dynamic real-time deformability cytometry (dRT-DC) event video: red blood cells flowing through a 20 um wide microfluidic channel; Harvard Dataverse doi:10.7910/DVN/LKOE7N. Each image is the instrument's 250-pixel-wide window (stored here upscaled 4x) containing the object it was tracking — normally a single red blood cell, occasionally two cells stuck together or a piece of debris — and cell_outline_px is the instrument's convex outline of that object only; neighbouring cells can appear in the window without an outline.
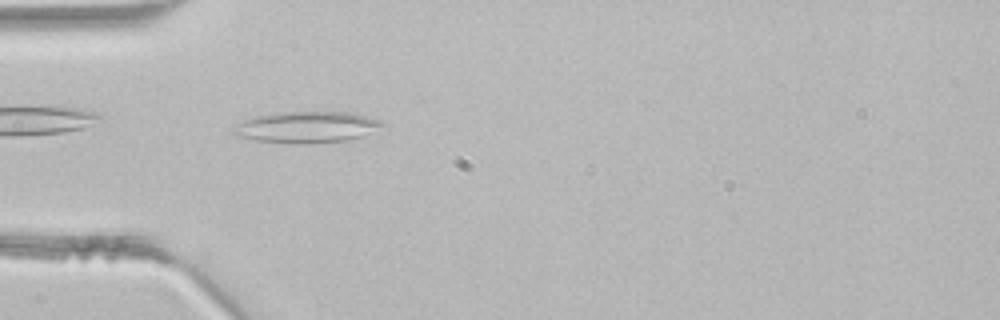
{"species": "common noctule bat (a hibernating species)", "species_latin": "Nyctalus noctula", "temperature_condition": "room temperature", "stored_images_in_passage": 3, "camera_frame_rate_fps": 3000, "um_per_image_px": 0.085, "animal": {"sex": "male", "body_mass_g": 21.5, "forearm_length_mm": 52.0}, "frame": {"image": 1, "passage_image": 3, "time_ms": 0.667, "image_size_px": [1000, 320], "cell_outline_px": [[384, 124], [360, 136], [344, 140], [304, 144], [288, 144], [256, 140], [236, 136], [232, 132], [244, 120], [252, 116], [280, 112], [352, 112], [380, 120]], "centroid_in_image_um": [26.01, 10.8], "position_along_channel_um": 59.0, "area_um2": 26.76}}